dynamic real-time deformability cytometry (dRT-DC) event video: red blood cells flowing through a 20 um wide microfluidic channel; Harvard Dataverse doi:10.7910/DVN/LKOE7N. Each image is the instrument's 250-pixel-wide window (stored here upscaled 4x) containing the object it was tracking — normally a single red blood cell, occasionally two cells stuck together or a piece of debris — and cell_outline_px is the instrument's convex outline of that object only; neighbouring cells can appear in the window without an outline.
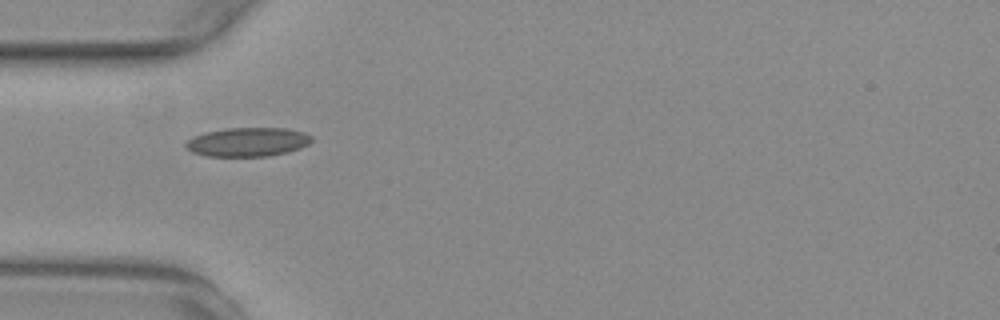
{"species": "common noctule bat (a hibernating species)", "species_latin": "Nyctalus noctula", "temperature_condition": "warm", "stored_images_in_passage": 32, "camera_frame_rate_fps": 3000, "um_per_image_px": 0.085, "animal": {"sex": "female", "body_mass_g": 29.2, "forearm_length_mm": 56.3}, "frame": {"image": 1, "passage_image": 1, "time_ms": 0.0, "image_size_px": [1000, 320], "cell_outline_px": [[312, 140], [308, 144], [300, 148], [288, 152], [268, 156], [208, 156], [192, 152], [184, 144], [192, 136], [204, 132], [228, 128], [288, 128], [304, 132], [312, 136]], "centroid_in_image_um": [21.07, 12.06], "position_along_channel_um": 63.9, "area_um2": 21.27}}
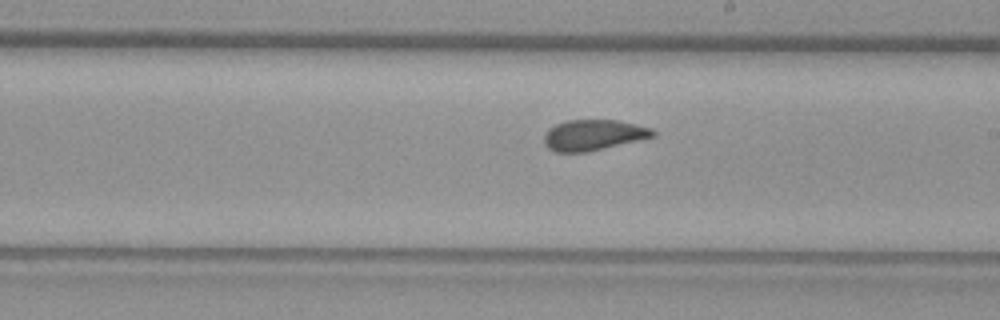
{"frame": {"image": 2, "passage_image": 15, "time_ms": 4.667, "image_size_px": [1000, 320], "cell_outline_px": [[656, 136], [588, 152], [552, 152], [544, 144], [544, 136], [548, 128], [556, 124], [568, 120], [616, 120], [636, 124], [652, 128], [656, 132]], "centroid_in_image_um": [50.43, 11.48], "position_along_channel_um": 238.6, "area_um2": 19.59}}
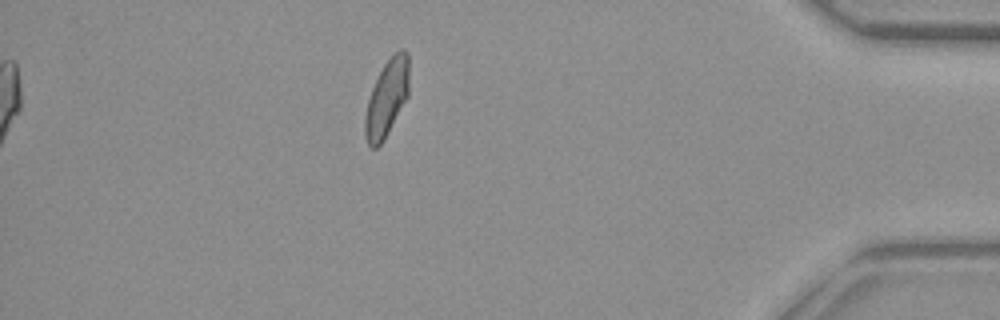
{"frame": {"image": 3, "passage_image": 32, "time_ms": 10.333, "image_size_px": [1000, 320], "cell_outline_px": [[408, 96], [384, 140], [376, 148], [372, 148], [368, 144], [364, 136], [364, 116], [368, 100], [372, 88], [384, 64], [400, 48], [404, 48], [408, 52]], "centroid_in_image_um": [32.87, 8.36], "position_along_channel_um": 402.3, "area_um2": 19.59}, "authors_computed_cell_mechanics": {"area_um2": 19.9988, "velocity_mm_per_s": 3.7409, "shape_relaxation_time_tau1_ms": null, "shape_relaxation_time_tau2_ms": 0.9472, "deformation_change_tau1": null, "deformation_change_tau2": 0.0558}}